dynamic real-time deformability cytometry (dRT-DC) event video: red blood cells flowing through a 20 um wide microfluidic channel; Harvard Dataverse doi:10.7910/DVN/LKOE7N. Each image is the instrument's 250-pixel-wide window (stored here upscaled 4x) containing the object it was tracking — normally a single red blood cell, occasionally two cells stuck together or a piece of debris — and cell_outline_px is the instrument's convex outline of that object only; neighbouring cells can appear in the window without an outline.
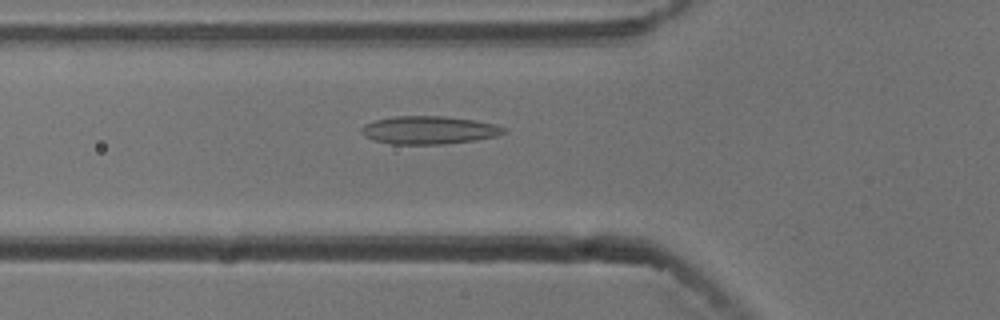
{"species": "common noctule bat (a hibernating species)", "species_latin": "Nyctalus noctula", "temperature_condition": "cold", "stored_images_in_passage": 44, "camera_frame_rate_fps": 3000, "um_per_image_px": 0.085, "animal": {"sex": "male", "body_mass_g": 13.3}, "frame": {"image": 1, "passage_image": 9, "time_ms": 2.667, "image_size_px": [1000, 320], "cell_outline_px": [[508, 128], [504, 132], [496, 136], [476, 140], [444, 144], [392, 144], [372, 140], [364, 136], [360, 132], [360, 128], [364, 124], [376, 120], [392, 116], [444, 116], [476, 120], [496, 124]], "centroid_in_image_um": [36.45, 11.05], "position_along_channel_um": 89.3, "area_um2": 23.47}}
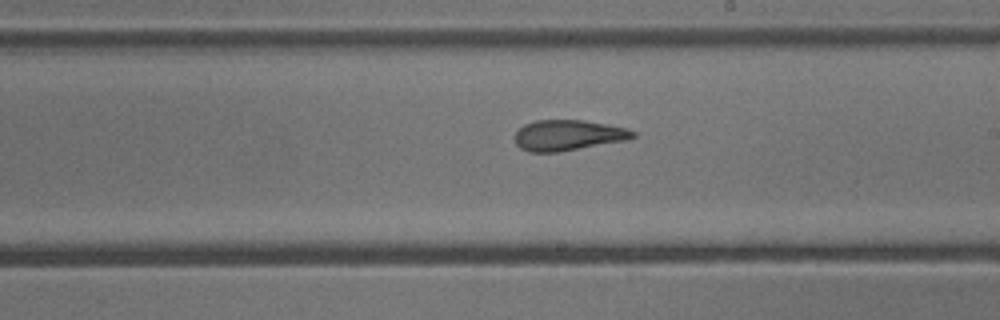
{"frame": {"image": 2, "passage_image": 21, "time_ms": 6.667, "image_size_px": [1000, 320], "cell_outline_px": [[636, 136], [628, 140], [556, 152], [528, 152], [520, 148], [516, 144], [512, 136], [524, 124], [536, 120], [584, 120], [608, 124], [628, 128], [636, 132]], "centroid_in_image_um": [48.28, 11.49], "position_along_channel_um": 240.7, "area_um2": 21.27}}
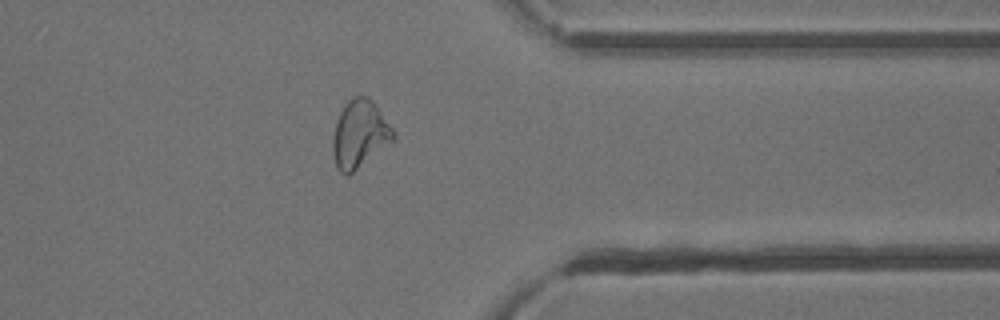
{"frame": {"image": 3, "passage_image": 33, "time_ms": 10.667, "image_size_px": [1000, 320], "cell_outline_px": [[396, 136], [392, 140], [348, 176], [340, 172], [336, 168], [332, 152], [332, 140], [336, 120], [344, 104], [352, 96], [368, 96], [372, 100], [396, 132]], "centroid_in_image_um": [30.54, 11.38], "position_along_channel_um": 380.9, "area_um2": 23.76}, "authors_computed_cell_mechanics": {"area_um2": 22.6287, "velocity_mm_per_s": 3.7602, "shape_relaxation_time_tau1_ms": null, "shape_relaxation_time_tau2_ms": 1.8231, "deformation_change_tau1": null, "deformation_change_tau2": 0.0854}}